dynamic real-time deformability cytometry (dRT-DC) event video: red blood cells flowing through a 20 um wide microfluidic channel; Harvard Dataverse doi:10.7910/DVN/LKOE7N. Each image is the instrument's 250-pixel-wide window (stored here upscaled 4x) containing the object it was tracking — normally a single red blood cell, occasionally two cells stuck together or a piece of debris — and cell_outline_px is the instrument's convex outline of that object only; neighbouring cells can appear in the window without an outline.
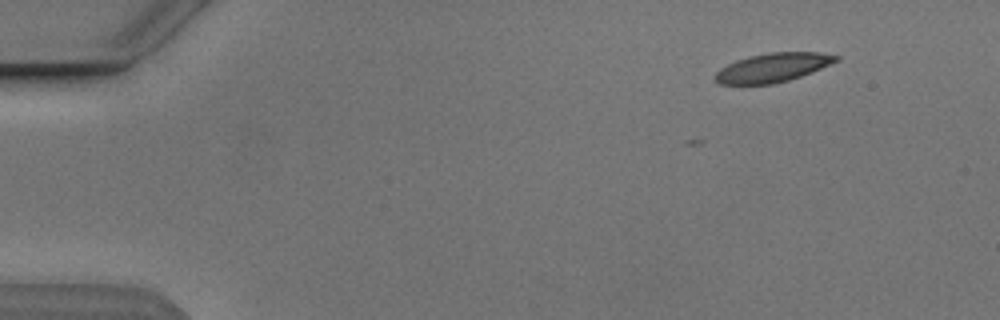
{"species": "Egyptian fruit bat (a non-hibernating species)", "species_latin": "Rousettus aegyptiacus", "temperature_condition": "cold", "stored_images_in_passage": 2, "camera_frame_rate_fps": 3000, "um_per_image_px": 0.085, "animal": {"sex": "male"}, "frame": {"image": 1, "passage_image": 2, "time_ms": 0.333, "image_size_px": [1000, 320], "cell_outline_px": [[840, 60], [812, 72], [788, 80], [772, 84], [720, 84], [716, 80], [716, 72], [720, 68], [736, 60], [748, 56], [768, 52], [820, 52], [840, 56]], "centroid_in_image_um": [65.71, 5.73], "position_along_channel_um": 19.3, "area_um2": 20.35}}